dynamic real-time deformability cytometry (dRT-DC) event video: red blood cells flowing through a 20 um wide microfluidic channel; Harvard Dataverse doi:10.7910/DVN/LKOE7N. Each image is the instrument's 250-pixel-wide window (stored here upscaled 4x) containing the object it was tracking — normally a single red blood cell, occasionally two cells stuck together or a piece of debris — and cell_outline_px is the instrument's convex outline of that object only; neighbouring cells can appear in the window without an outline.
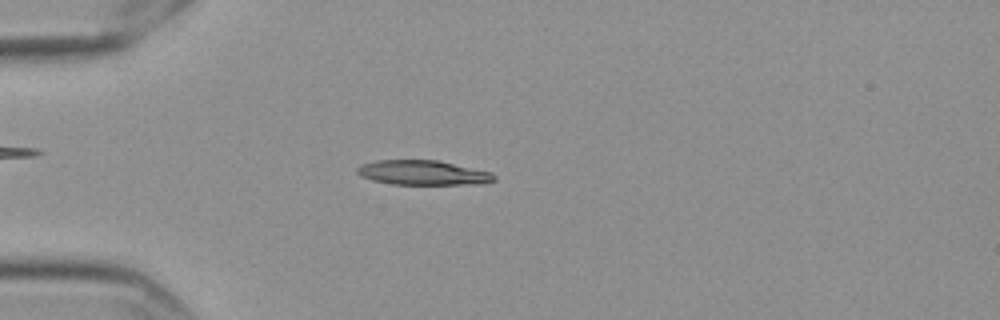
{"species": "Egyptian fruit bat (a non-hibernating species)", "species_latin": "Rousettus aegyptiacus", "temperature_condition": "cold", "stored_images_in_passage": 57, "camera_frame_rate_fps": 3000, "um_per_image_px": 0.085, "frame": {"image": 1, "passage_image": 16, "time_ms": 5.0, "image_size_px": [1000, 320], "cell_outline_px": [[496, 180], [480, 184], [392, 184], [372, 180], [360, 176], [356, 172], [356, 168], [364, 164], [376, 160], [436, 160], [492, 172], [496, 176]], "centroid_in_image_um": [35.95, 14.68], "position_along_channel_um": 49.0, "area_um2": 19.59}}
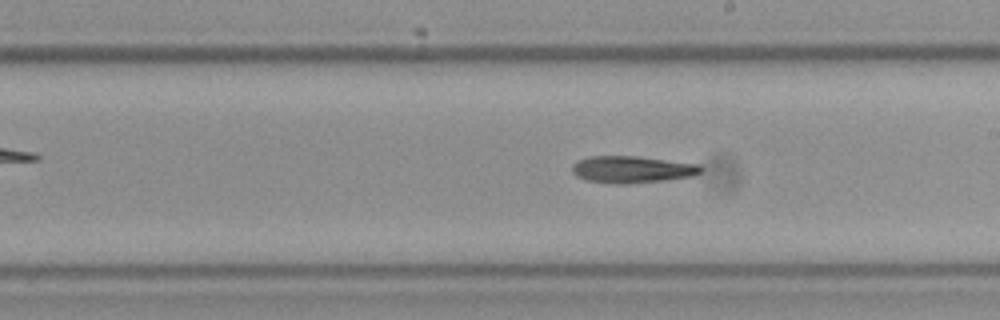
{"frame": {"image": 2, "passage_image": 33, "time_ms": 10.667, "image_size_px": [1000, 320], "cell_outline_px": [[704, 168], [700, 172], [692, 176], [664, 180], [624, 184], [616, 184], [588, 180], [576, 176], [572, 172], [572, 164], [588, 156], [636, 156], [700, 164]], "centroid_in_image_um": [53.73, 14.39], "position_along_channel_um": 235.3, "area_um2": 20.11}}
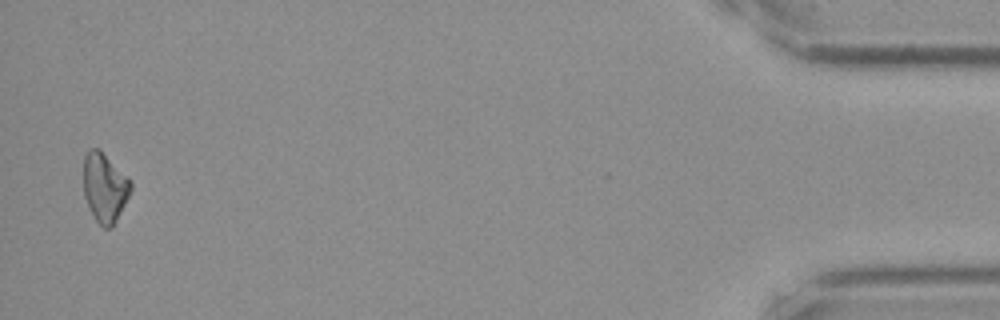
{"frame": {"image": 3, "passage_image": 56, "time_ms": 18.333, "image_size_px": [1000, 320], "cell_outline_px": [[132, 188], [112, 228], [104, 228], [96, 220], [84, 196], [84, 156], [88, 148], [100, 148], [132, 184]], "centroid_in_image_um": [8.87, 15.91], "position_along_channel_um": 426.3, "area_um2": 18.61}}